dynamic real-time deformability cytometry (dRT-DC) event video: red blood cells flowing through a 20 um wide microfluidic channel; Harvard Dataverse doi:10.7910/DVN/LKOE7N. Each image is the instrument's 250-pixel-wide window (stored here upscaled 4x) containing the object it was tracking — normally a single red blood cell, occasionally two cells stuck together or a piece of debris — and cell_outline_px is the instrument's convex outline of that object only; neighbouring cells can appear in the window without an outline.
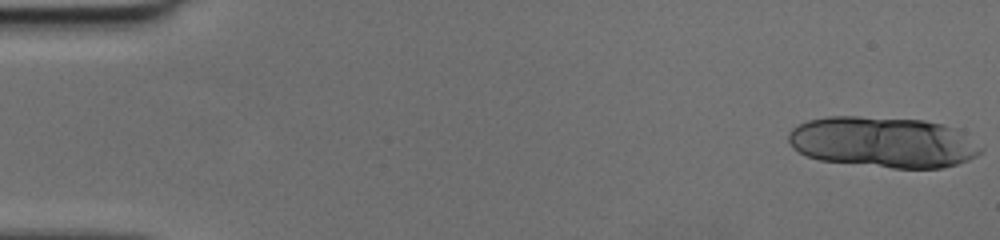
{"species": "human", "species_latin": "Homo sapiens", "temperature_condition": "cold", "stored_images_in_passage": 15, "camera_frame_rate_fps": 3000, "um_per_image_px": 0.085, "donor": {"sex": "female"}, "frame": {"image": 1, "passage_image": 1, "time_ms": 0.0, "image_size_px": [1000, 240], "cell_outline_px": [[984, 148], [976, 156], [968, 160], [944, 168], [892, 168], [820, 160], [808, 156], [792, 148], [788, 140], [788, 132], [792, 128], [808, 120], [828, 116], [860, 116], [924, 120], [944, 124], [956, 128]], "centroid_in_image_um": [75.06, 12.08], "position_along_channel_um": 9.9, "area_um2": 57.22}}